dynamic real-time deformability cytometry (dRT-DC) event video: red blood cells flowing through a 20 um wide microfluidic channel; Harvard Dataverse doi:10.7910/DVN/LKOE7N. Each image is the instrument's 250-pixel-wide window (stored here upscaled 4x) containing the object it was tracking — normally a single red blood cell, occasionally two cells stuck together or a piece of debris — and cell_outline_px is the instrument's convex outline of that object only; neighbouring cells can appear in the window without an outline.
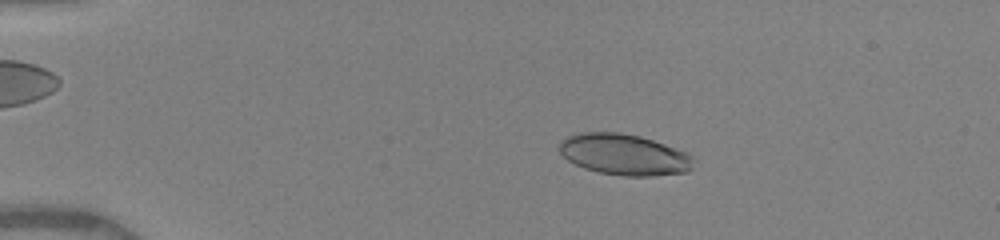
{"species": "human", "species_latin": "Homo sapiens", "temperature_condition": "warm", "stored_images_in_passage": 48, "camera_frame_rate_fps": 3000, "um_per_image_px": 0.085, "donor": {"sex": "female"}, "frame": {"image": 1, "passage_image": 7, "time_ms": 2.667, "image_size_px": [1000, 240], "cell_outline_px": [[692, 168], [688, 172], [652, 176], [624, 176], [600, 172], [584, 168], [568, 160], [556, 148], [560, 140], [568, 136], [580, 132], [620, 132], [640, 136], [688, 152], [692, 156]], "centroid_in_image_um": [53.03, 13.13], "position_along_channel_um": 32.0, "area_um2": 32.25}}
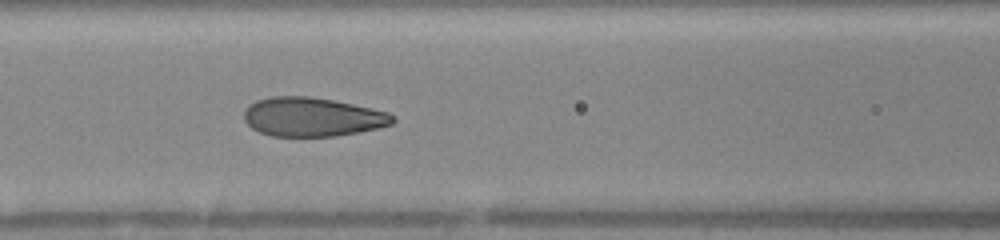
{"frame": {"image": 2, "passage_image": 20, "time_ms": 7.0, "image_size_px": [1000, 240], "cell_outline_px": [[396, 120], [392, 124], [380, 128], [336, 136], [272, 136], [260, 132], [252, 128], [244, 120], [244, 112], [256, 100], [272, 96], [308, 96], [332, 100], [352, 104], [388, 112]], "centroid_in_image_um": [26.55, 9.94], "position_along_channel_um": 140.0, "area_um2": 33.58}}
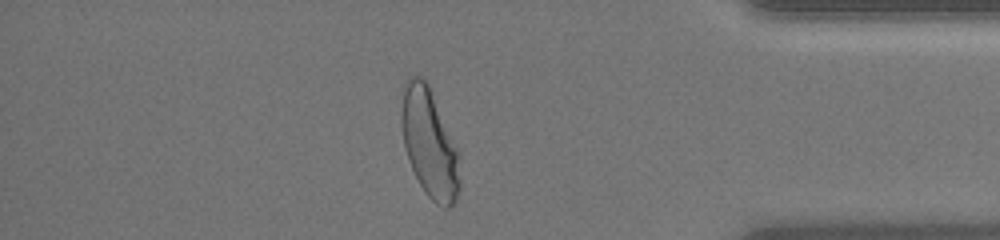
{"frame": {"image": 3, "passage_image": 41, "time_ms": 14.0, "image_size_px": [1000, 240], "cell_outline_px": [[460, 188], [456, 200], [448, 208], [444, 208], [436, 204], [424, 192], [412, 168], [404, 148], [400, 120], [400, 112], [404, 84], [408, 76], [420, 76], [428, 84], [460, 152]], "centroid_in_image_um": [36.51, 12.18], "position_along_channel_um": 398.7, "area_um2": 37.45}, "authors_computed_cell_mechanics": {"area_um2": 34.0153, "velocity_mm_per_s": 4.0222, "shape_relaxation_time_tau1_ms": 3.4018, "shape_relaxation_time_tau2_ms": null, "deformation_change_tau1": 0.1693, "deformation_change_tau2": null}}